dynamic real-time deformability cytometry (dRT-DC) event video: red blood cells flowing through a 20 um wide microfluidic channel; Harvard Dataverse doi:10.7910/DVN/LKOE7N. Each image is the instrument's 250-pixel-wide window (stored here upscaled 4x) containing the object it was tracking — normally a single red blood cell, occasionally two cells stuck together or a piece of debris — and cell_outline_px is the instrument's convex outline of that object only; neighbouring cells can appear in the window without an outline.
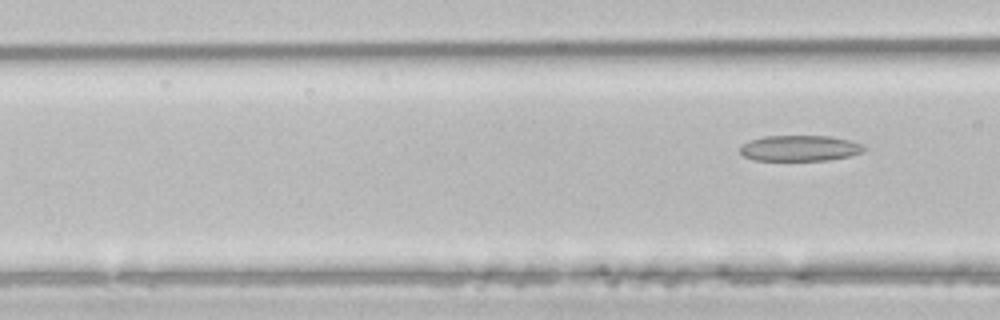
{"species": "common noctule bat (a hibernating species)", "species_latin": "Nyctalus noctula", "temperature_condition": "room temperature", "stored_images_in_passage": 6, "camera_frame_rate_fps": 3000, "um_per_image_px": 0.085, "animal": {"sex": "male", "body_mass_g": 21.5, "forearm_length_mm": 52.0}, "frame": {"image": 1, "passage_image": 6, "time_ms": 1.667, "image_size_px": [1000, 320], "cell_outline_px": [[868, 148], [864, 152], [848, 156], [828, 160], [752, 160], [744, 156], [740, 152], [740, 148], [744, 144], [752, 140], [764, 136], [828, 136], [848, 140], [860, 144]], "centroid_in_image_um": [68.0, 12.6], "position_along_channel_um": 98.6, "area_um2": 18.44}}